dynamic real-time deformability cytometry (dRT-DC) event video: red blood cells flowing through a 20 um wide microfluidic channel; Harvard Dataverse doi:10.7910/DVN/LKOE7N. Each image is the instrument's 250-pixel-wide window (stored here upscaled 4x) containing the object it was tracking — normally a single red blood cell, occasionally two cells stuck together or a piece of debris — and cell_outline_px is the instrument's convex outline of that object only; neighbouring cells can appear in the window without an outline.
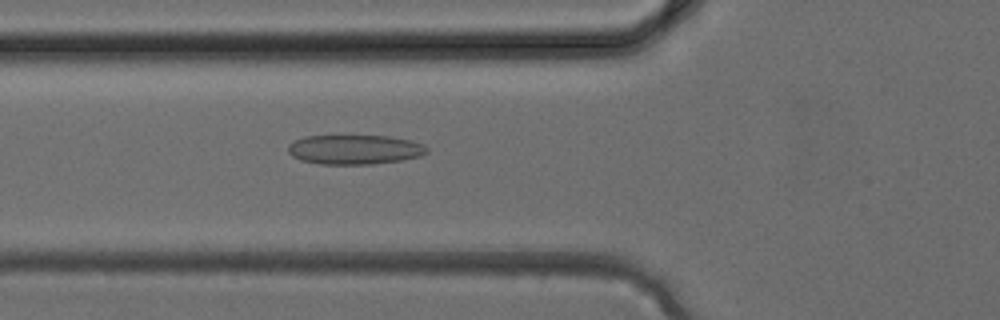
{"species": "common noctule bat (a hibernating species)", "species_latin": "Nyctalus noctula", "temperature_condition": "cold", "stored_images_in_passage": 35, "camera_frame_rate_fps": 3000, "um_per_image_px": 0.085, "animal": {"sex": "female", "body_mass_g": 24.6, "forearm_length_mm": 56.2}, "frame": {"image": 1, "passage_image": 13, "time_ms": 4.0, "image_size_px": [1000, 320], "cell_outline_px": [[428, 152], [420, 156], [400, 160], [372, 164], [320, 164], [300, 160], [292, 156], [288, 152], [288, 144], [304, 136], [388, 136], [408, 140], [424, 144], [428, 148]], "centroid_in_image_um": [30.13, 12.71], "position_along_channel_um": 95.7, "area_um2": 23.81}}
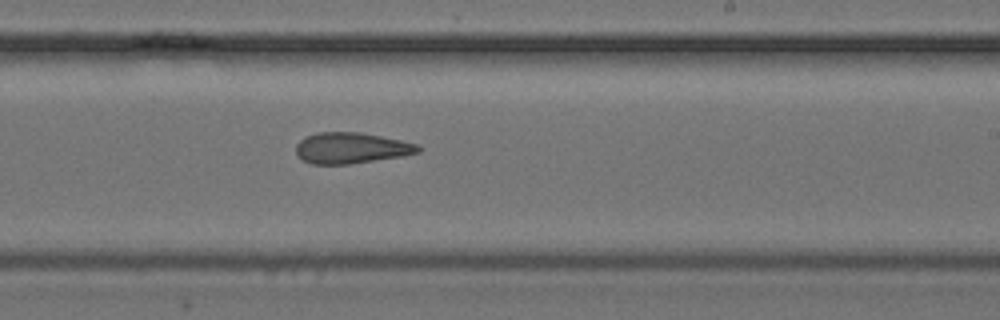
{"frame": {"image": 2, "passage_image": 22, "time_ms": 7.0, "image_size_px": [1000, 320], "cell_outline_px": [[420, 152], [400, 156], [348, 164], [312, 164], [304, 160], [296, 152], [296, 144], [304, 136], [316, 132], [360, 132], [400, 140], [416, 144], [420, 148]], "centroid_in_image_um": [29.81, 12.57], "position_along_channel_um": 259.2, "area_um2": 21.79}}
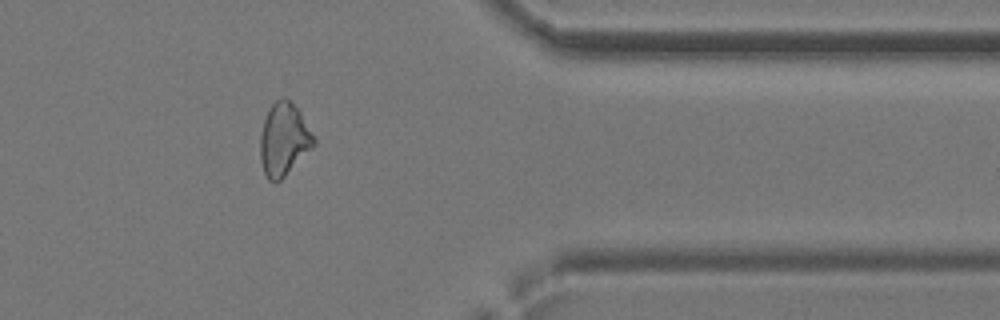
{"frame": {"image": 3, "passage_image": 30, "time_ms": 9.667, "image_size_px": [1000, 320], "cell_outline_px": [[316, 144], [276, 184], [268, 180], [264, 172], [260, 160], [260, 136], [264, 120], [272, 104], [276, 100], [284, 96], [300, 112], [316, 140]], "centroid_in_image_um": [24.11, 11.88], "position_along_channel_um": 387.3, "area_um2": 22.43}}